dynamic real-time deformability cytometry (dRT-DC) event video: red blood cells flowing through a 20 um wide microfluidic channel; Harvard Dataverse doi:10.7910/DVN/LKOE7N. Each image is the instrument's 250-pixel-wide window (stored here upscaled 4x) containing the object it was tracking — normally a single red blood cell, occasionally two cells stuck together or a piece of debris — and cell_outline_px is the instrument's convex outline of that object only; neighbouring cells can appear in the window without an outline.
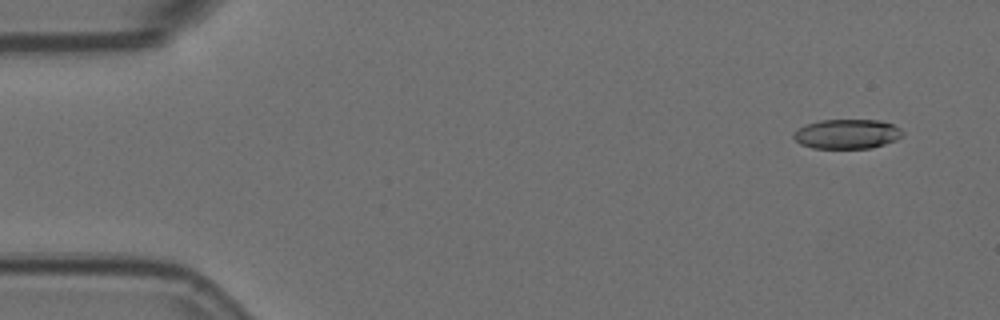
{"species": "Egyptian fruit bat (a non-hibernating species)", "species_latin": "Rousettus aegyptiacus", "temperature_condition": "room temperature", "stored_images_in_passage": 57, "camera_frame_rate_fps": 3000, "um_per_image_px": 0.085, "animal": {"sex": "female"}, "frame": {"image": 1, "passage_image": 4, "time_ms": 1.0, "image_size_px": [1000, 320], "cell_outline_px": [[904, 132], [896, 140], [872, 148], [812, 148], [800, 144], [792, 136], [792, 132], [808, 124], [820, 120], [880, 120], [892, 124], [900, 128]], "centroid_in_image_um": [71.99, 11.39], "position_along_channel_um": 13.0, "area_um2": 18.73}}
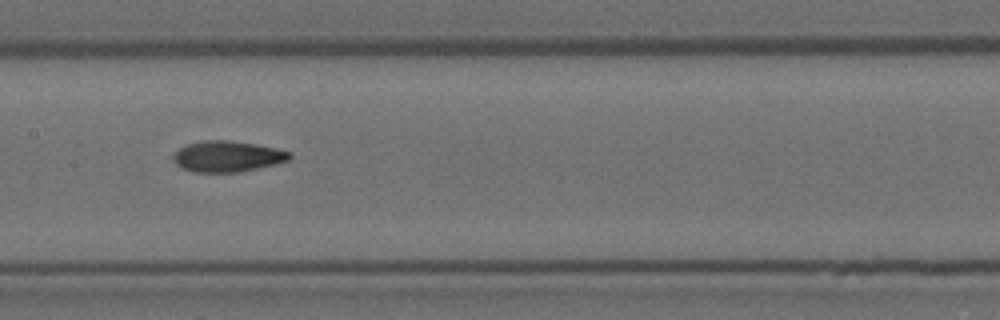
{"frame": {"image": 2, "passage_image": 28, "time_ms": 9.0, "image_size_px": [1000, 320], "cell_outline_px": [[292, 156], [288, 160], [276, 164], [240, 172], [192, 172], [176, 164], [176, 152], [180, 148], [188, 144], [200, 140], [228, 140], [256, 144], [276, 148], [292, 152]], "centroid_in_image_um": [19.39, 13.29], "position_along_channel_um": 188.0, "area_um2": 20.81}}
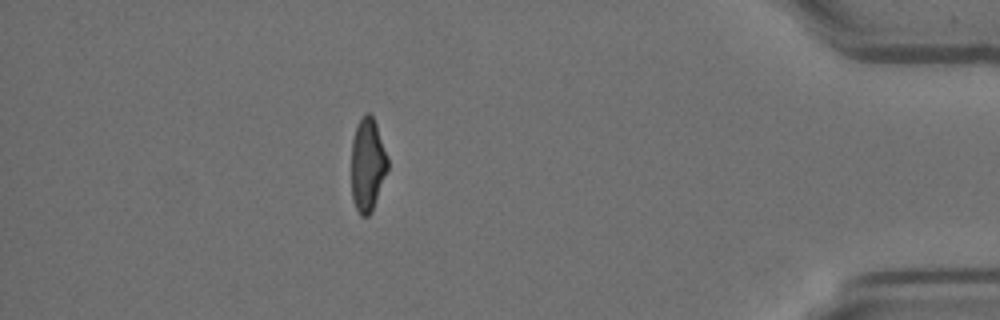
{"frame": {"image": 3, "passage_image": 50, "time_ms": 16.333, "image_size_px": [1000, 320], "cell_outline_px": [[388, 168], [372, 212], [368, 216], [360, 216], [356, 208], [352, 196], [352, 140], [356, 128], [364, 112], [368, 112], [372, 116], [376, 124], [388, 156]], "centroid_in_image_um": [31.25, 14.01], "position_along_channel_um": 404.0, "area_um2": 19.65}, "authors_computed_cell_mechanics": {"area_um2": 20.4612, "velocity_mm_per_s": 3.6002, "shape_relaxation_time_tau1_ms": 6.0817, "shape_relaxation_time_tau2_ms": 2.1735, "deformation_change_tau1": 0.1949, "deformation_change_tau2": 0.082}}